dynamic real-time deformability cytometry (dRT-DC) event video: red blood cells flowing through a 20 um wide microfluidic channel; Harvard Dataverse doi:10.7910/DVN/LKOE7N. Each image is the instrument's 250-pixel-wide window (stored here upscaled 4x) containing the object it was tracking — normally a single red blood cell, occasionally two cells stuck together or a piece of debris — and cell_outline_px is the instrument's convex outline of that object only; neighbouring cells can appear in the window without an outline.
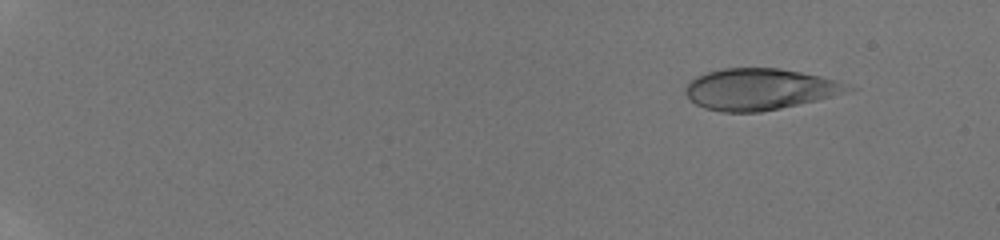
{"species": "human", "species_latin": "Homo sapiens", "temperature_condition": "room temperature", "stored_images_in_passage": 24, "camera_frame_rate_fps": 3000, "um_per_image_px": 0.085, "donor": {"sex": "male"}, "frame": {"image": 1, "passage_image": 7, "time_ms": 2.333, "image_size_px": [1000, 240], "cell_outline_px": [[856, 88], [816, 100], [780, 108], [760, 112], [720, 112], [704, 108], [688, 100], [684, 92], [684, 88], [696, 76], [720, 68], [780, 68], [820, 76], [836, 80]], "centroid_in_image_um": [64.49, 7.58], "position_along_channel_um": 20.5, "area_um2": 38.96}}
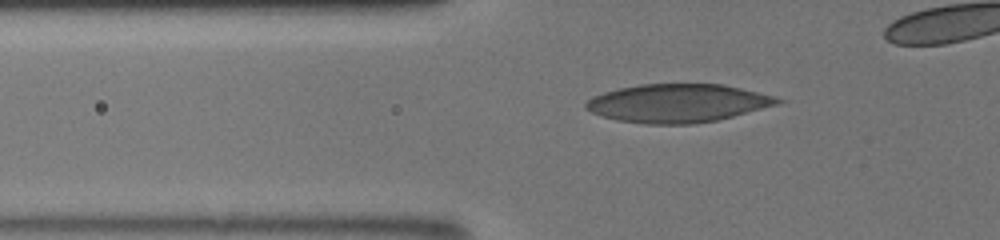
{"frame": {"image": 2, "passage_image": 21, "time_ms": 7.333, "image_size_px": [1000, 240], "cell_outline_px": [[784, 100], [780, 104], [716, 120], [696, 124], [644, 124], [616, 120], [592, 112], [584, 108], [584, 104], [592, 96], [604, 92], [620, 88], [640, 84], [724, 84], [776, 96]], "centroid_in_image_um": [57.62, 8.77], "position_along_channel_um": 68.2, "area_um2": 42.89}}